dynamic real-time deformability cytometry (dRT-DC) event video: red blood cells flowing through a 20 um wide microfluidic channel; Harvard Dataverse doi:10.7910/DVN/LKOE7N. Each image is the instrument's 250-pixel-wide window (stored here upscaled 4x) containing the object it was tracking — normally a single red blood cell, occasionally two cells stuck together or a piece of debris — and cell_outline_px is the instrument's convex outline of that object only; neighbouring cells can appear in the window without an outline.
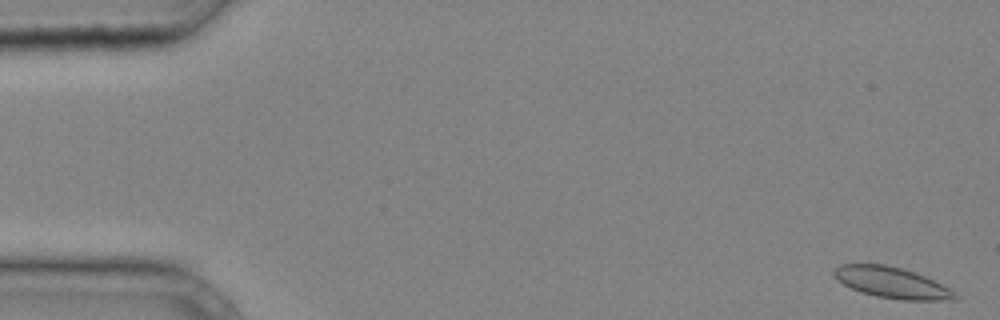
{"species": "common noctule bat (a hibernating species)", "species_latin": "Nyctalus noctula", "temperature_condition": "cold", "stored_images_in_passage": 40, "camera_frame_rate_fps": 3000, "um_per_image_px": 0.085, "animal": {"sex": "male", "body_mass_g": 20.4}, "frame": {"image": 1, "passage_image": 1, "time_ms": 0.0, "image_size_px": [1000, 320], "cell_outline_px": [[956, 300], [904, 300], [876, 296], [852, 288], [844, 284], [832, 272], [840, 264], [884, 264], [900, 268], [924, 276], [948, 288], [956, 296]], "centroid_in_image_um": [75.79, 24.02], "position_along_channel_um": 9.2, "area_um2": 21.15}}
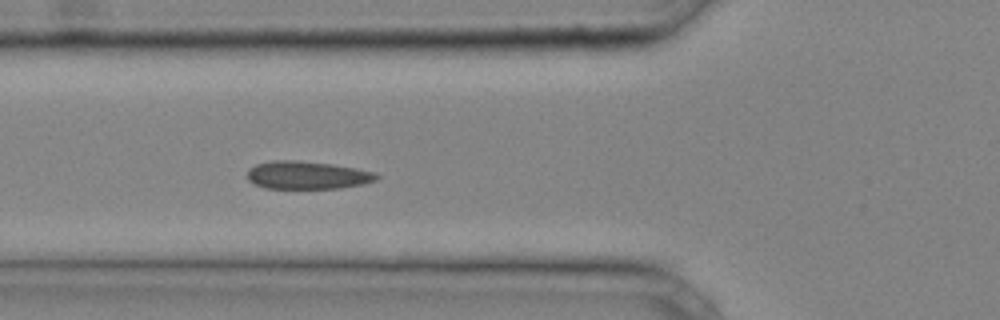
{"frame": {"image": 2, "passage_image": 15, "time_ms": 4.667, "image_size_px": [1000, 320], "cell_outline_px": [[380, 176], [376, 180], [360, 184], [340, 188], [264, 188], [248, 180], [248, 168], [256, 164], [272, 160], [296, 160], [332, 164], [372, 172]], "centroid_in_image_um": [26.05, 14.88], "position_along_channel_um": 99.7, "area_um2": 20.75}}
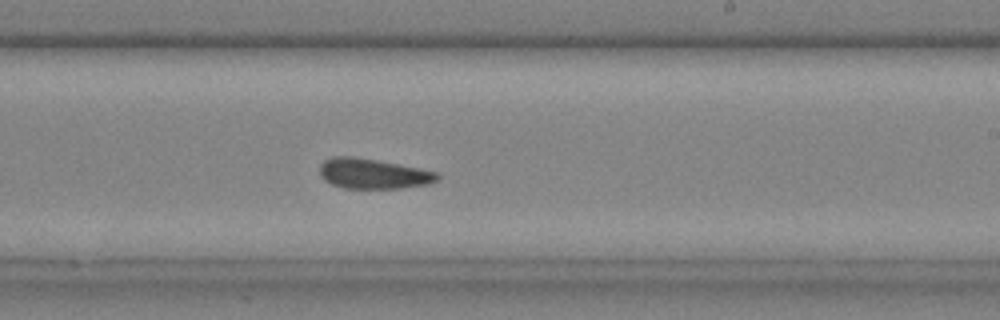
{"frame": {"image": 3, "passage_image": 25, "time_ms": 8.0, "image_size_px": [1000, 320], "cell_outline_px": [[440, 176], [436, 180], [428, 184], [400, 188], [344, 188], [332, 184], [324, 180], [320, 176], [320, 164], [324, 160], [332, 156], [352, 156], [376, 160], [420, 168], [436, 172]], "centroid_in_image_um": [31.68, 14.76], "position_along_channel_um": 257.3, "area_um2": 20.58}}